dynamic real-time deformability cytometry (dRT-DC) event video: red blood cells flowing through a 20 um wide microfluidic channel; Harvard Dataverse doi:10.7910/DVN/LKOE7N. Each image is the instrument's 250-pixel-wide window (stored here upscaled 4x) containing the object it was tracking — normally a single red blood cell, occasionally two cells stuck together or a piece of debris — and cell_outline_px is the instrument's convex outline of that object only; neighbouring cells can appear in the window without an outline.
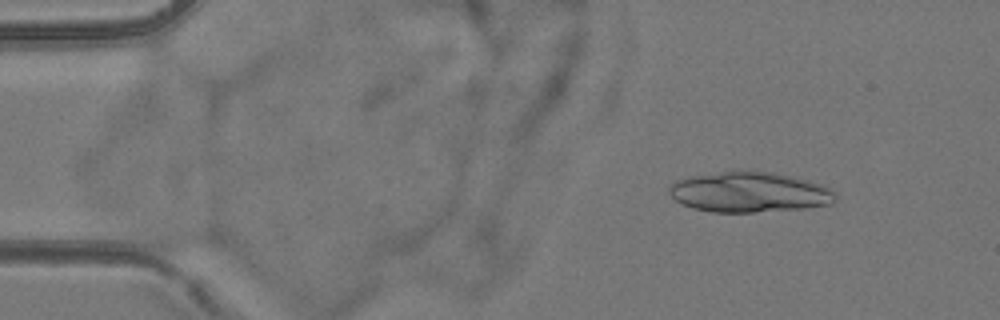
{"species": "common noctule bat (a hibernating species)", "species_latin": "Nyctalus noctula", "temperature_condition": "room temperature", "stored_images_in_passage": 5, "camera_frame_rate_fps": 3000, "um_per_image_px": 0.085, "animal": {"sex": "female", "body_mass_g": 24.6, "forearm_length_mm": 56.2}, "frame": {"image": 1, "passage_image": 2, "time_ms": 1.333, "image_size_px": [1000, 320], "cell_outline_px": [[836, 200], [832, 204], [804, 208], [752, 212], [712, 212], [692, 208], [680, 204], [668, 192], [668, 188], [676, 180], [692, 176], [720, 172], [772, 172], [808, 180], [820, 184], [836, 192]], "centroid_in_image_um": [63.69, 16.35], "position_along_channel_um": 21.3, "area_um2": 38.73}}